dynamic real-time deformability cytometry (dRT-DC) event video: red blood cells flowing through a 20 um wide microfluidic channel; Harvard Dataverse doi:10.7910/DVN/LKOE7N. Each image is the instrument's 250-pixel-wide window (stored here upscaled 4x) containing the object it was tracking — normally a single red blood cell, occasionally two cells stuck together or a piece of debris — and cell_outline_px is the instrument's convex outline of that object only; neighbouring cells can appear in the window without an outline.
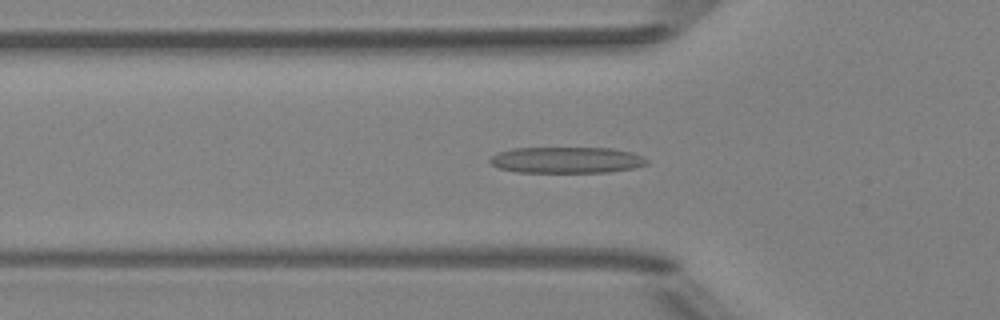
{"species": "Egyptian fruit bat (a non-hibernating species)", "species_latin": "Rousettus aegyptiacus", "temperature_condition": "room temperature", "stored_images_in_passage": 50, "camera_frame_rate_fps": 3000, "um_per_image_px": 0.085, "animal": {"sex": "female"}, "frame": {"image": 1, "passage_image": 16, "time_ms": 5.0, "image_size_px": [1000, 320], "cell_outline_px": [[648, 164], [632, 168], [608, 172], [516, 172], [500, 168], [492, 164], [488, 160], [492, 156], [500, 152], [512, 148], [612, 148], [632, 152], [648, 160]], "centroid_in_image_um": [48.16, 13.6], "position_along_channel_um": 77.6, "area_um2": 23.81}}
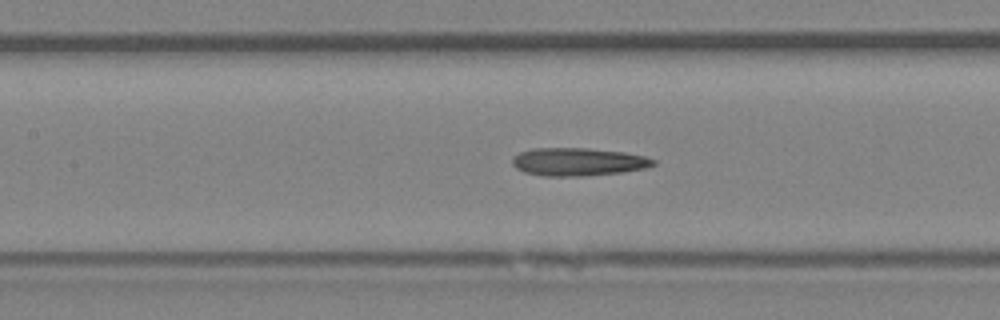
{"frame": {"image": 2, "passage_image": 22, "time_ms": 7.0, "image_size_px": [1000, 320], "cell_outline_px": [[656, 164], [644, 168], [624, 172], [580, 176], [544, 176], [524, 172], [516, 168], [512, 164], [512, 156], [520, 152], [532, 148], [588, 148], [624, 152], [644, 156], [656, 160]], "centroid_in_image_um": [49.12, 13.75], "position_along_channel_um": 158.3, "area_um2": 23.06}}
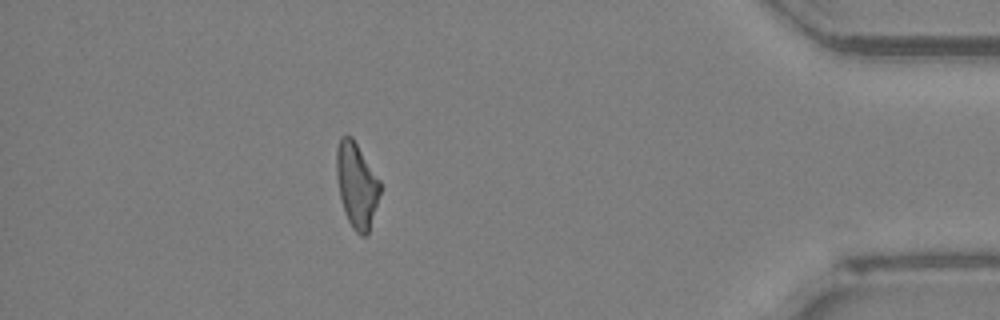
{"frame": {"image": 3, "passage_image": 44, "time_ms": 14.333, "image_size_px": [1000, 320], "cell_outline_px": [[380, 192], [368, 236], [360, 236], [352, 228], [344, 212], [340, 196], [336, 176], [336, 148], [340, 136], [352, 136], [380, 180]], "centroid_in_image_um": [30.3, 15.74], "position_along_channel_um": 404.9, "area_um2": 21.73}, "authors_computed_cell_mechanics": {"area_um2": 22.4553, "velocity_mm_per_s": 4.0217, "shape_relaxation_time_tau1_ms": null, "shape_relaxation_time_tau2_ms": 5.8259, "deformation_change_tau1": null, "deformation_change_tau2": 0.2096}}